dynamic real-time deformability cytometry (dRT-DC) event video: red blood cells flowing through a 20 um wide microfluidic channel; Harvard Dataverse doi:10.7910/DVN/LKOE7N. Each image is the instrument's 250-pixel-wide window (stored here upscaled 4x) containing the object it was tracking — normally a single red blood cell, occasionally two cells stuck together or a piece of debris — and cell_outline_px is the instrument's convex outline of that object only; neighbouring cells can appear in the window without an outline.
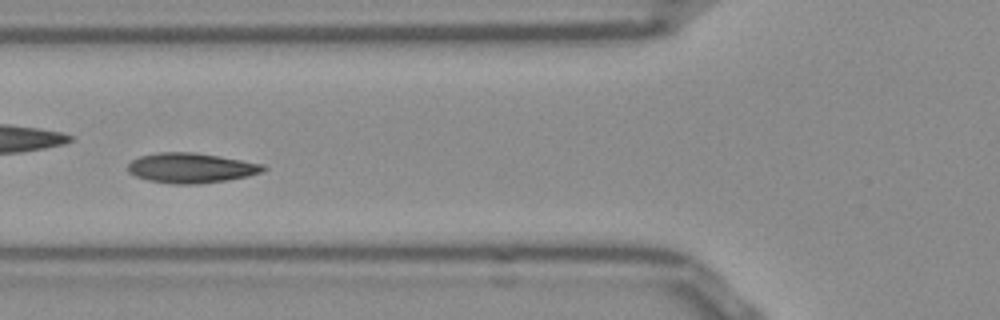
{"species": "Egyptian fruit bat (a non-hibernating species)", "species_latin": "Rousettus aegyptiacus", "temperature_condition": "room temperature", "stored_images_in_passage": 15, "camera_frame_rate_fps": 3000, "um_per_image_px": 0.085, "frame": {"image": 1, "passage_image": 7, "time_ms": 2.0, "image_size_px": [1000, 320], "cell_outline_px": [[268, 168], [260, 172], [248, 176], [228, 180], [200, 184], [172, 184], [148, 180], [136, 176], [128, 172], [128, 164], [132, 160], [140, 156], [160, 152], [192, 152], [264, 164]], "centroid_in_image_um": [16.23, 14.28], "position_along_channel_um": 109.6, "area_um2": 23.52}}
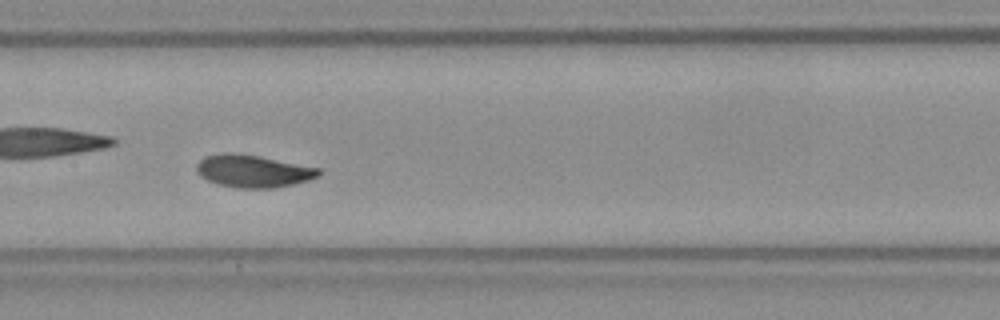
{"frame": {"image": 2, "passage_image": 13, "time_ms": 4.0, "image_size_px": [1000, 320], "cell_outline_px": [[320, 172], [316, 176], [308, 180], [276, 188], [236, 188], [216, 184], [200, 176], [196, 172], [196, 164], [204, 156], [224, 152], [228, 152], [260, 156], [320, 168]], "centroid_in_image_um": [21.45, 14.54], "position_along_channel_um": 185.9, "area_um2": 23.18}}